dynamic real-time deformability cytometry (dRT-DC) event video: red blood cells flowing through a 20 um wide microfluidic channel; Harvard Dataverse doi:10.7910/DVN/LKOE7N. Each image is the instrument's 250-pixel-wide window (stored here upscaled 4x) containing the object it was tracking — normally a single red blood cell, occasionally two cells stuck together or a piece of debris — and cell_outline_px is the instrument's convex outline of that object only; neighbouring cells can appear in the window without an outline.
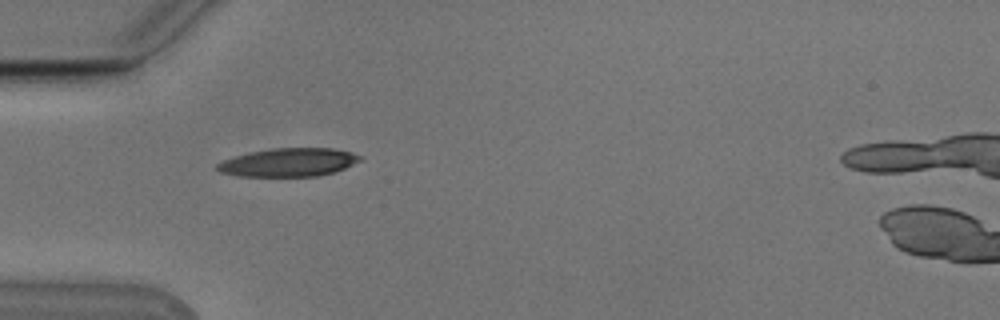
{"species": "Egyptian fruit bat (a non-hibernating species)", "species_latin": "Rousettus aegyptiacus", "temperature_condition": "cold", "stored_images_in_passage": 38, "camera_frame_rate_fps": 3000, "um_per_image_px": 0.085, "animal": {"sex": "male"}, "frame": {"image": 1, "passage_image": 1, "time_ms": 0.0, "image_size_px": [1000, 320], "cell_outline_px": [[364, 156], [360, 160], [344, 168], [320, 176], [240, 176], [220, 172], [216, 168], [216, 164], [224, 160], [248, 152], [272, 148], [332, 148], [352, 152]], "centroid_in_image_um": [24.54, 13.79], "position_along_channel_um": 60.5, "area_um2": 23.52}}
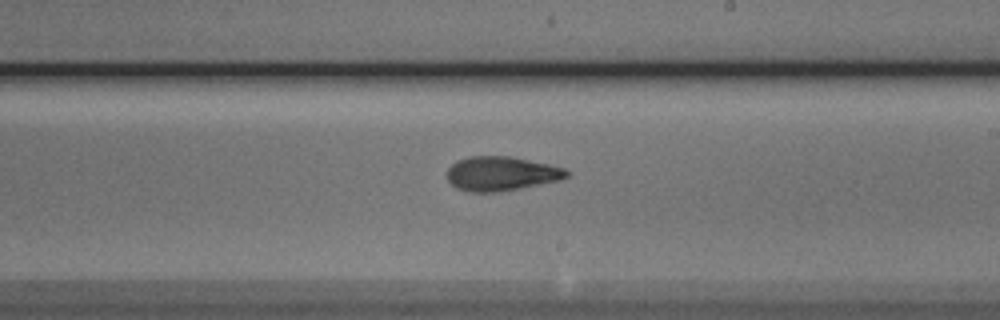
{"frame": {"image": 2, "passage_image": 16, "time_ms": 5.0, "image_size_px": [1000, 320], "cell_outline_px": [[568, 176], [560, 180], [520, 188], [496, 192], [468, 192], [456, 188], [448, 180], [448, 168], [456, 160], [468, 156], [508, 156], [548, 164], [564, 168], [568, 172]], "centroid_in_image_um": [42.57, 14.76], "position_along_channel_um": 246.4, "area_um2": 23.76}}
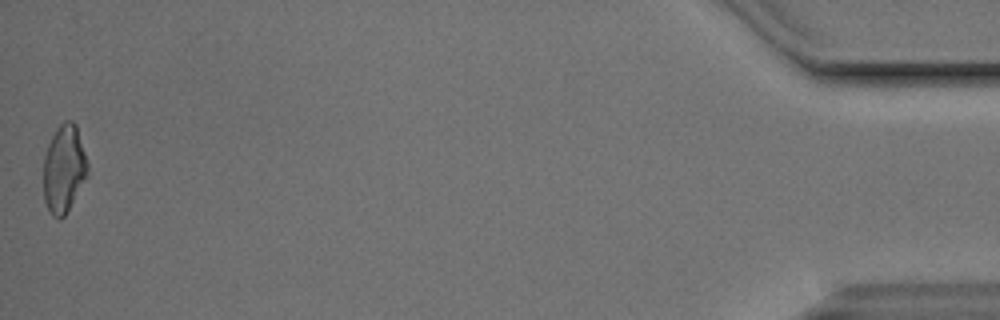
{"frame": {"image": 3, "passage_image": 38, "time_ms": 12.333, "image_size_px": [1000, 320], "cell_outline_px": [[88, 176], [64, 216], [60, 220], [52, 216], [44, 200], [44, 156], [48, 144], [56, 128], [64, 120], [72, 120], [76, 124], [88, 164]], "centroid_in_image_um": [5.44, 14.34], "position_along_channel_um": 429.8, "area_um2": 22.6}, "authors_computed_cell_mechanics": {"area_um2": 23.409, "velocity_mm_per_s": 3.7947, "shape_relaxation_time_tau1_ms": 4.6438, "shape_relaxation_time_tau2_ms": 2.1461, "deformation_change_tau1": 0.1632, "deformation_change_tau2": 0.0932}}